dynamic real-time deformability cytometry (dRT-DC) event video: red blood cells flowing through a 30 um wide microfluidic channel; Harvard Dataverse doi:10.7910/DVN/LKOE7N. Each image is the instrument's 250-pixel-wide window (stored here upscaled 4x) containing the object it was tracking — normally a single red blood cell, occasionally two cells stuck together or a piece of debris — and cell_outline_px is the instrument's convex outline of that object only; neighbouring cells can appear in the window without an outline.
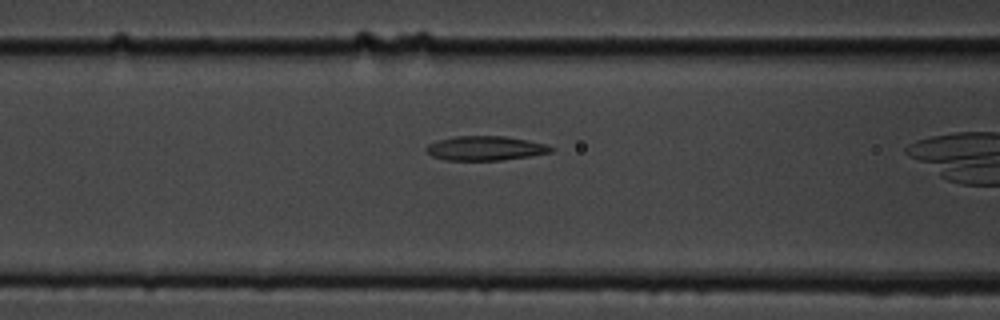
{"species": "common noctule bat (a hibernating species)", "species_latin": "Nyctalus noctula", "temperature_condition": "cold", "stored_images_in_passage": 12, "camera_frame_rate_fps": 3000, "um_per_image_px": 0.085, "animal": {"sex": "male", "body_mass_g": 19.5, "forearm_length_mm": 54.6}, "frame": {"image": 1, "passage_image": 4, "time_ms": 1.0, "image_size_px": [1000, 320], "cell_outline_px": [[556, 148], [552, 152], [528, 156], [500, 160], [444, 160], [432, 156], [424, 148], [428, 144], [436, 140], [456, 136], [504, 136], [528, 140], [544, 144]], "centroid_in_image_um": [41.23, 12.59], "position_along_channel_um": 125.4, "area_um2": 17.69}}
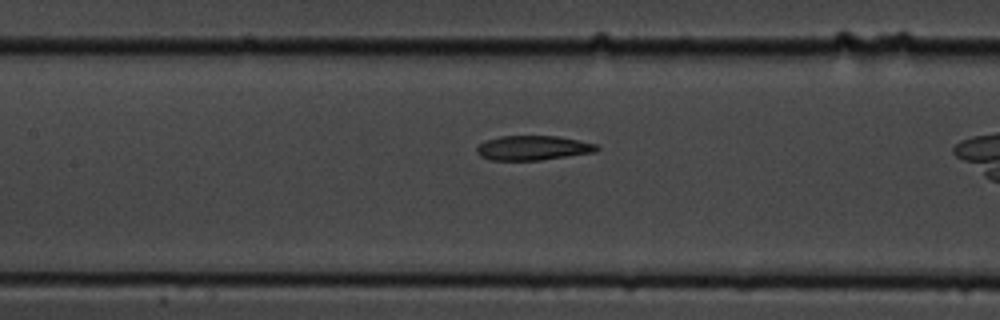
{"frame": {"image": 2, "passage_image": 7, "time_ms": 2.0, "image_size_px": [1000, 320], "cell_outline_px": [[600, 148], [596, 152], [540, 160], [492, 160], [480, 156], [476, 152], [476, 148], [484, 140], [500, 136], [556, 136], [580, 140], [596, 144]], "centroid_in_image_um": [45.3, 12.57], "position_along_channel_um": 162.1, "area_um2": 17.22}}
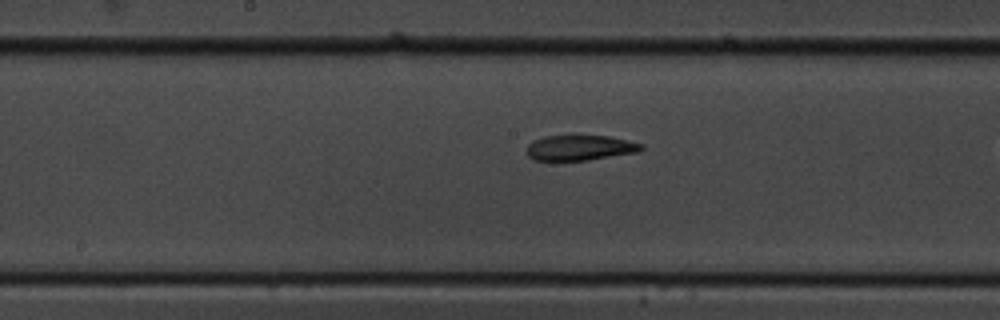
{"frame": {"image": 3, "passage_image": 10, "time_ms": 3.0, "image_size_px": [1000, 320], "cell_outline_px": [[644, 148], [636, 152], [588, 160], [532, 160], [528, 156], [528, 144], [532, 140], [544, 136], [572, 132], [608, 136], [644, 144]], "centroid_in_image_um": [49.25, 12.5], "position_along_channel_um": 198.9, "area_um2": 17.63}}